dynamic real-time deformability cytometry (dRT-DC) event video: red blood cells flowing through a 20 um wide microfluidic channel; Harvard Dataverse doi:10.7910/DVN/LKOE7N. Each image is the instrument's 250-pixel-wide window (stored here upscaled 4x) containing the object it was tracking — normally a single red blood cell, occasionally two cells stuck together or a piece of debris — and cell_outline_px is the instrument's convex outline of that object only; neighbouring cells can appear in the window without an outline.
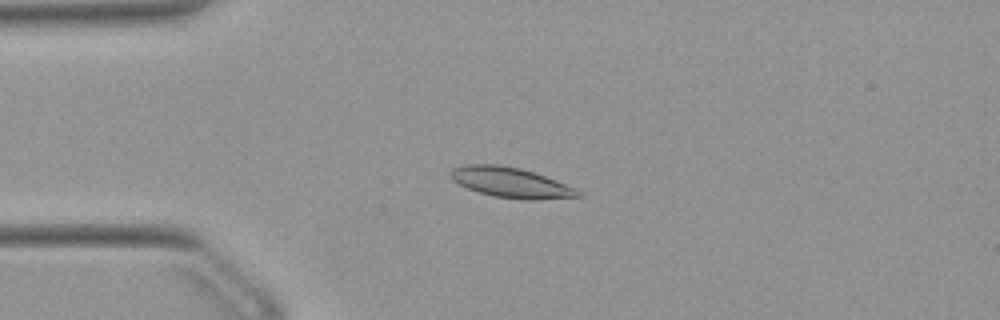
{"species": "Egyptian fruit bat (a non-hibernating species)", "species_latin": "Rousettus aegyptiacus", "temperature_condition": "warm", "stored_images_in_passage": 51, "camera_frame_rate_fps": 3000, "um_per_image_px": 0.085, "animal": {"sex": "female"}, "frame": {"image": 1, "passage_image": 12, "time_ms": 3.667, "image_size_px": [1000, 320], "cell_outline_px": [[580, 196], [532, 200], [524, 200], [492, 196], [468, 188], [452, 180], [448, 176], [448, 172], [452, 168], [464, 164], [496, 164], [520, 168], [544, 176], [576, 188], [580, 192]], "centroid_in_image_um": [43.35, 15.5], "position_along_channel_um": 41.7, "area_um2": 22.31}}
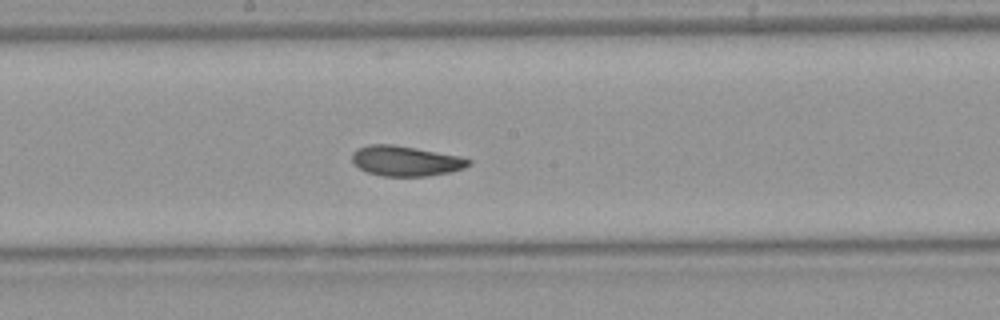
{"frame": {"image": 2, "passage_image": 27, "time_ms": 8.667, "image_size_px": [1000, 320], "cell_outline_px": [[472, 164], [464, 168], [448, 172], [428, 176], [384, 176], [368, 172], [352, 164], [352, 152], [356, 148], [368, 144], [392, 144], [416, 148], [460, 156], [472, 160]], "centroid_in_image_um": [34.46, 13.67], "position_along_channel_um": 213.7, "area_um2": 20.58}}
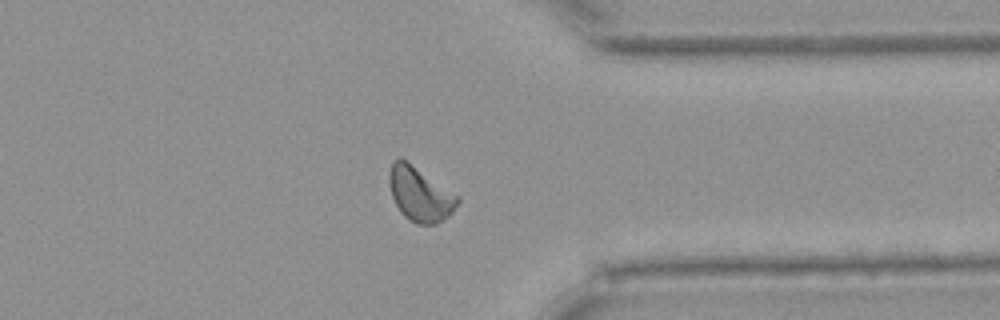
{"frame": {"image": 3, "passage_image": 40, "time_ms": 13.0, "image_size_px": [1000, 320], "cell_outline_px": [[460, 200], [452, 212], [448, 216], [436, 224], [416, 224], [408, 220], [400, 212], [392, 196], [388, 184], [388, 172], [392, 160], [400, 156], [460, 196]], "centroid_in_image_um": [35.67, 16.48], "position_along_channel_um": 375.7, "area_um2": 21.91}, "authors_computed_cell_mechanics": {"area_um2": 20.9814, "velocity_mm_per_s": 3.8954, "shape_relaxation_time_tau1_ms": 4.2513, "shape_relaxation_time_tau2_ms": 2.7184, "deformation_change_tau1": 0.1087, "deformation_change_tau2": 0.081}}